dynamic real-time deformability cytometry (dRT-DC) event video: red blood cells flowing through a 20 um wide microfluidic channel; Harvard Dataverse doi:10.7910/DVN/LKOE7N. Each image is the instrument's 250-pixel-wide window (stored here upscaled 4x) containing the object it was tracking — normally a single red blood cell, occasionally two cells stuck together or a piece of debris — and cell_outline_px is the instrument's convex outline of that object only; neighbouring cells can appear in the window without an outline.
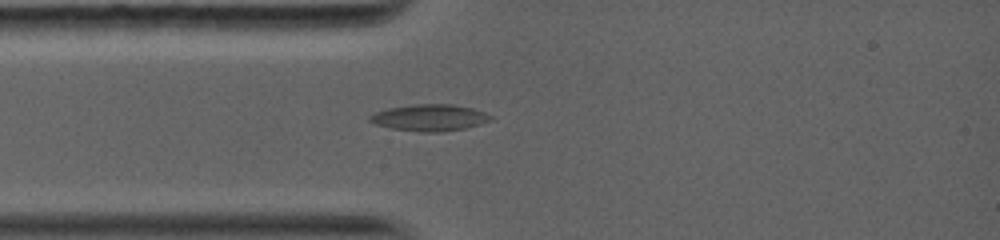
{"species": "common noctule bat (a hibernating species)", "species_latin": "Nyctalus noctula", "temperature_condition": "warm", "stored_images_in_passage": 1, "camera_frame_rate_fps": 5000, "um_per_image_px": 0.085, "animal": {"sex": "female", "body_mass_g": 19.0, "forearm_length_mm": 56.7}, "frame": {"image": 1, "passage_image": 1, "time_ms": 0.0, "image_size_px": [1000, 240], "cell_outline_px": [[492, 120], [480, 124], [464, 128], [440, 132], [420, 132], [392, 128], [376, 124], [368, 120], [368, 116], [376, 112], [388, 108], [416, 104], [452, 104], [472, 108], [484, 112], [492, 116]], "centroid_in_image_um": [36.52, 10.0], "position_along_channel_um": 48.5, "area_um2": 18.61}}